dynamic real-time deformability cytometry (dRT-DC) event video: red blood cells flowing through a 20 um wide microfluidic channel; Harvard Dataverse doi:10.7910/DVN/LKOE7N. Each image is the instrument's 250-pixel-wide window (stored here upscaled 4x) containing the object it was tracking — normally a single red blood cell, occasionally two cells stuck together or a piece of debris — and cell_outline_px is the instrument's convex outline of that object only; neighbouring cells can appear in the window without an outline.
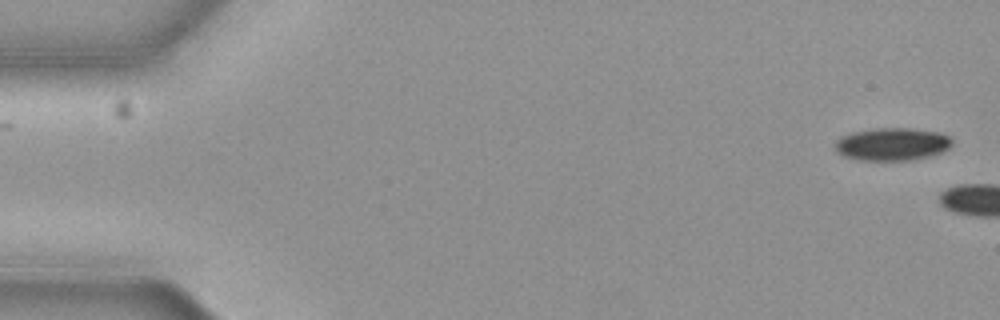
{"species": "common noctule bat (a hibernating species)", "species_latin": "Nyctalus noctula", "temperature_condition": "cold", "stored_images_in_passage": 5, "camera_frame_rate_fps": 3000, "um_per_image_px": 0.085, "animal": {"sex": "female", "body_mass_g": 19.3, "forearm_length_mm": 54.1}, "frame": {"image": 1, "passage_image": 1, "time_ms": 0.0, "image_size_px": [1000, 320], "cell_outline_px": [[952, 144], [948, 148], [940, 152], [928, 156], [908, 160], [856, 160], [844, 156], [836, 152], [836, 140], [840, 136], [852, 132], [876, 128], [912, 128], [936, 132], [948, 136], [952, 140]], "centroid_in_image_um": [75.78, 12.25], "position_along_channel_um": 9.2, "area_um2": 22.2}}